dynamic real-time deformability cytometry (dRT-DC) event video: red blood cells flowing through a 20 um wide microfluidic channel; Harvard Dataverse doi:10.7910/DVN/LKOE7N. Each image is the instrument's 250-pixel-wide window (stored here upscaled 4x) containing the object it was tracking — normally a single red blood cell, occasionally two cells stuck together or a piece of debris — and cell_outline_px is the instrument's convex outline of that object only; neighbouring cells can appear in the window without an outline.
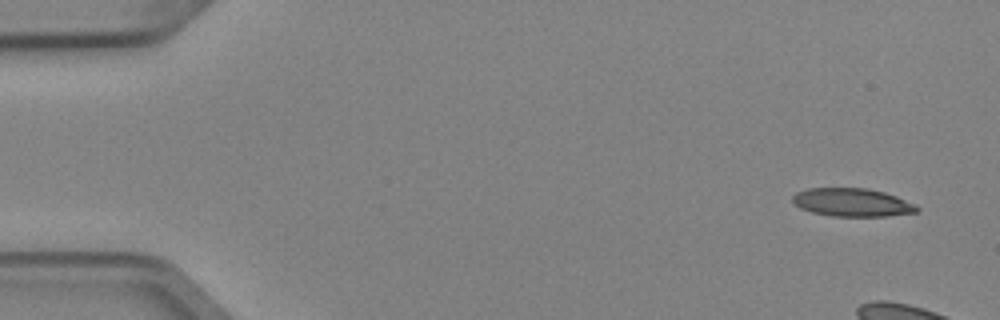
{"species": "Egyptian fruit bat (a non-hibernating species)", "species_latin": "Rousettus aegyptiacus", "temperature_condition": "cold", "stored_images_in_passage": 6, "camera_frame_rate_fps": 3000, "um_per_image_px": 0.085, "animal": {"sex": "female"}, "frame": {"image": 1, "passage_image": 1, "time_ms": 0.0, "image_size_px": [1000, 320], "cell_outline_px": [[920, 208], [916, 212], [888, 216], [832, 216], [812, 212], [800, 208], [792, 200], [792, 196], [796, 192], [808, 188], [868, 188], [884, 192], [896, 196], [916, 204]], "centroid_in_image_um": [72.44, 17.2], "position_along_channel_um": 12.6, "area_um2": 20.46}}